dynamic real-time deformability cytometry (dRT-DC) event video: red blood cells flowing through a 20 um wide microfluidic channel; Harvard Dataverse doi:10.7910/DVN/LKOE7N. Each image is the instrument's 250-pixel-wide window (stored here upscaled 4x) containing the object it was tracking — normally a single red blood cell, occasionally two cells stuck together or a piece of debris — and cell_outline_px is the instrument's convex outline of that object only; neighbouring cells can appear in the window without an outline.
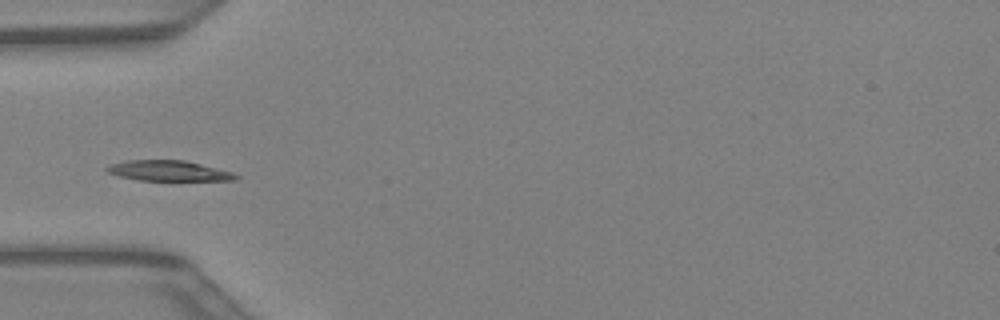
{"species": "Egyptian fruit bat (a non-hibernating species)", "species_latin": "Rousettus aegyptiacus", "temperature_condition": "warm", "stored_images_in_passage": 30, "camera_frame_rate_fps": 3000, "um_per_image_px": 0.085, "animal": {"sex": "female"}, "frame": {"image": 1, "passage_image": 1, "time_ms": 0.0, "image_size_px": [1000, 320], "cell_outline_px": [[240, 176], [236, 180], [136, 180], [120, 176], [108, 172], [104, 168], [112, 164], [128, 160], [184, 160], [232, 172]], "centroid_in_image_um": [14.33, 14.52], "position_along_channel_um": 70.7, "area_um2": 15.09}}
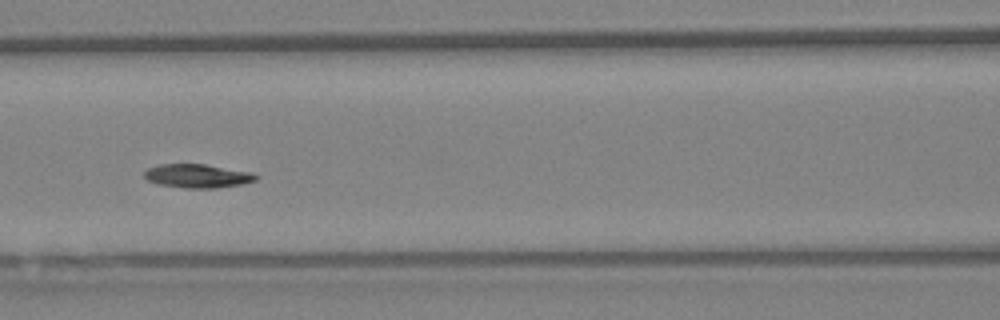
{"frame": {"image": 2, "passage_image": 6, "time_ms": 1.667, "image_size_px": [1000, 320], "cell_outline_px": [[260, 176], [256, 180], [244, 184], [216, 188], [184, 188], [156, 184], [148, 180], [144, 176], [144, 172], [148, 168], [160, 164], [204, 164], [252, 172]], "centroid_in_image_um": [16.81, 14.96], "position_along_channel_um": 149.8, "area_um2": 15.55}}
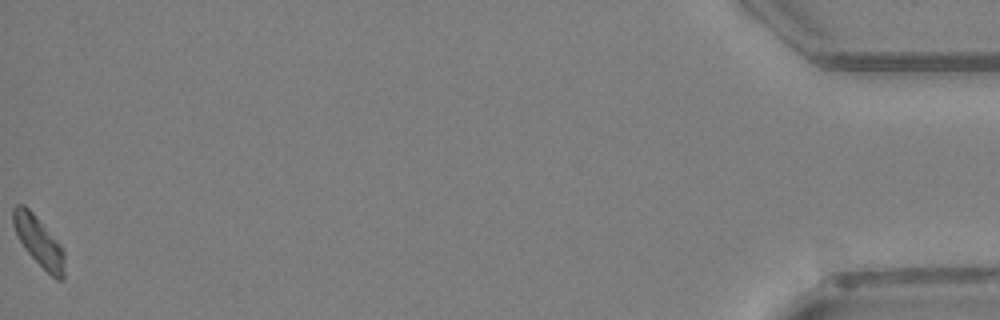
{"frame": {"image": 3, "passage_image": 30, "time_ms": 9.667, "image_size_px": [1000, 320], "cell_outline_px": [[64, 280], [56, 280], [24, 248], [12, 224], [12, 208], [16, 204], [24, 204], [32, 212], [60, 244], [64, 252]], "centroid_in_image_um": [3.29, 20.5], "position_along_channel_um": 431.9, "area_um2": 14.62}}